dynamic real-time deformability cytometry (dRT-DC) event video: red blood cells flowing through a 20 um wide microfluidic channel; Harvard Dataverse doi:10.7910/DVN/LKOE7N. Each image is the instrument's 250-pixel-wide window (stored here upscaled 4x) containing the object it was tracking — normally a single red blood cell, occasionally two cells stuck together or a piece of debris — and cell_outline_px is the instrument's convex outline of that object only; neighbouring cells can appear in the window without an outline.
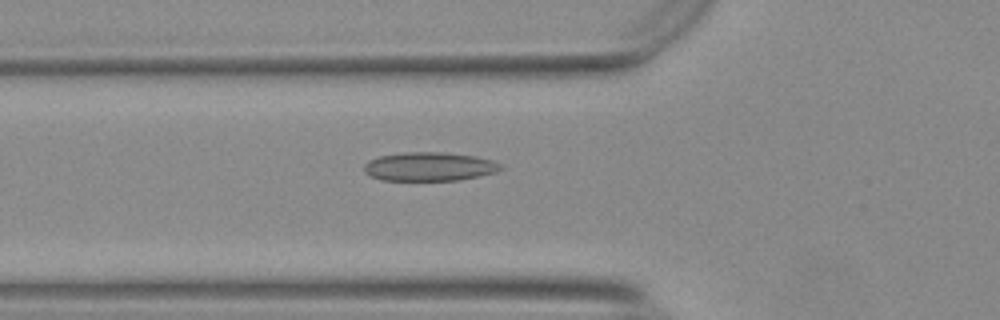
{"species": "Egyptian fruit bat (a non-hibernating species)", "species_latin": "Rousettus aegyptiacus", "temperature_condition": "warm", "stored_images_in_passage": 34, "camera_frame_rate_fps": 3000, "um_per_image_px": 0.085, "animal": {"sex": "female"}, "frame": {"image": 1, "passage_image": 3, "time_ms": 0.667, "image_size_px": [1000, 320], "cell_outline_px": [[504, 168], [496, 172], [480, 176], [456, 180], [380, 180], [364, 172], [364, 164], [368, 160], [380, 156], [404, 152], [444, 152], [476, 156], [492, 160], [504, 164]], "centroid_in_image_um": [36.53, 14.15], "position_along_channel_um": 89.3, "area_um2": 23.06}}
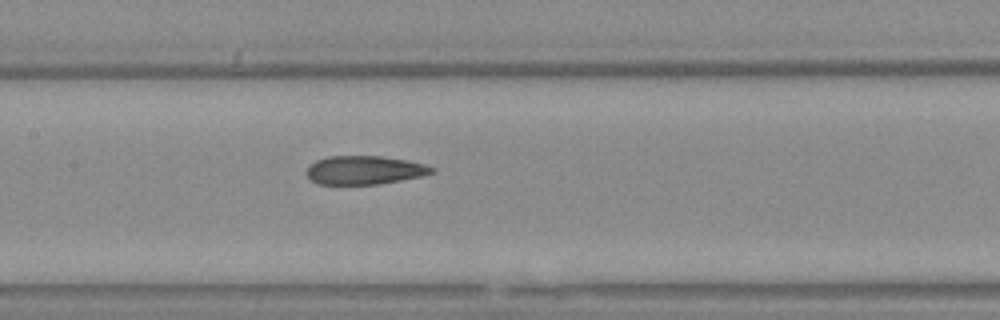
{"frame": {"image": 2, "passage_image": 10, "time_ms": 3.0, "image_size_px": [1000, 320], "cell_outline_px": [[436, 172], [420, 176], [400, 180], [376, 184], [320, 184], [312, 180], [308, 176], [308, 164], [316, 160], [328, 156], [380, 156], [408, 160], [424, 164], [436, 168]], "centroid_in_image_um": [31.0, 14.45], "position_along_channel_um": 176.4, "area_um2": 20.75}}
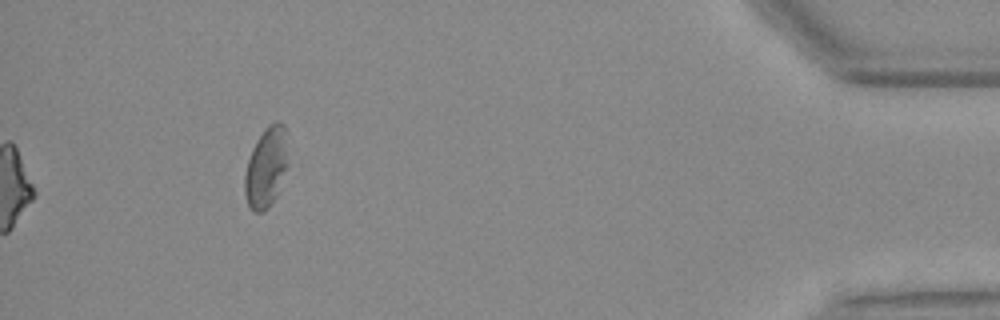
{"frame": {"image": 3, "passage_image": 34, "time_ms": 11.0, "image_size_px": [1000, 320], "cell_outline_px": [[288, 164], [276, 196], [268, 208], [264, 212], [252, 212], [248, 204], [244, 192], [244, 176], [248, 160], [252, 148], [256, 140], [264, 128], [268, 124], [276, 120], [284, 124]], "centroid_in_image_um": [22.61, 14.22], "position_along_channel_um": 412.6, "area_um2": 20.35}, "authors_computed_cell_mechanics": {"area_um2": 21.4727, "velocity_mm_per_s": 3.7192, "shape_relaxation_time_tau1_ms": null, "shape_relaxation_time_tau2_ms": 2.6484, "deformation_change_tau1": null, "deformation_change_tau2": 0.1087}}